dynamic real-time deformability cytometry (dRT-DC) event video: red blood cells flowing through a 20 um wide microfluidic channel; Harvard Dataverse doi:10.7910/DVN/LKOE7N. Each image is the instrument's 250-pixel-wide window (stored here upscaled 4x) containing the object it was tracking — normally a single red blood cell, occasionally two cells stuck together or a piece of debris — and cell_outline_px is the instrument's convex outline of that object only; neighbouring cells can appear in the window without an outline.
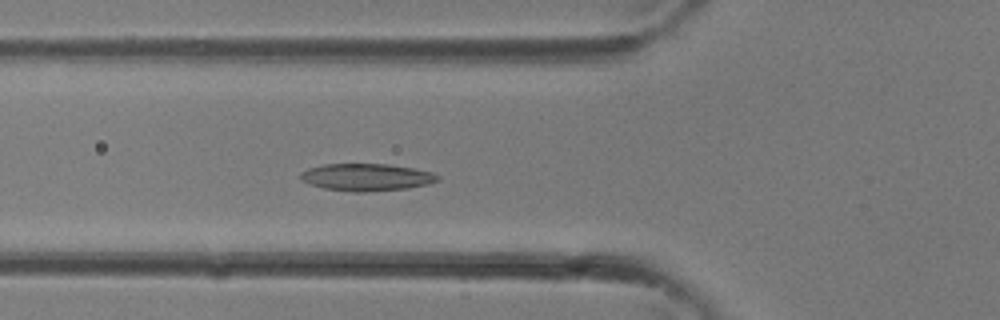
{"species": "common noctule bat (a hibernating species)", "species_latin": "Nyctalus noctula", "temperature_condition": "room temperature", "stored_images_in_passage": 33, "camera_frame_rate_fps": 3000, "um_per_image_px": 0.085, "animal": {"sex": "female"}, "frame": {"image": 1, "passage_image": 12, "time_ms": 3.667, "image_size_px": [1000, 320], "cell_outline_px": [[440, 180], [428, 184], [408, 188], [364, 192], [352, 192], [324, 188], [308, 184], [300, 180], [300, 172], [308, 168], [324, 164], [388, 164], [412, 168], [432, 172], [440, 176]], "centroid_in_image_um": [31.13, 15.06], "position_along_channel_um": 94.7, "area_um2": 21.91}}
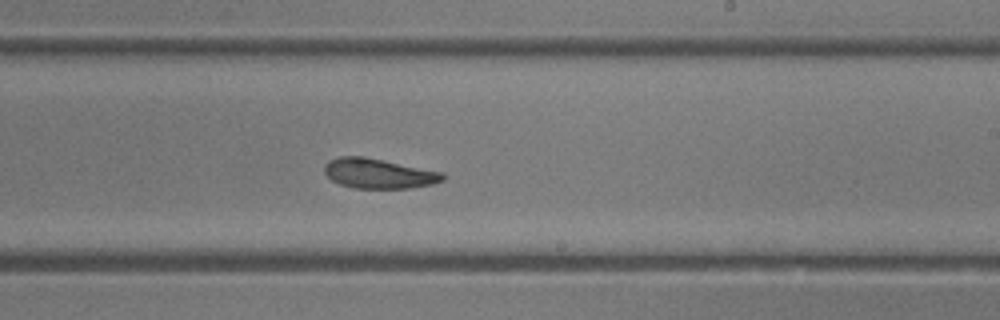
{"frame": {"image": 2, "passage_image": 20, "time_ms": 6.333, "image_size_px": [1000, 320], "cell_outline_px": [[444, 180], [432, 184], [408, 188], [352, 188], [340, 184], [332, 180], [324, 172], [324, 164], [328, 160], [340, 156], [364, 156], [444, 172]], "centroid_in_image_um": [32.17, 14.74], "position_along_channel_um": 256.8, "area_um2": 20.69}}
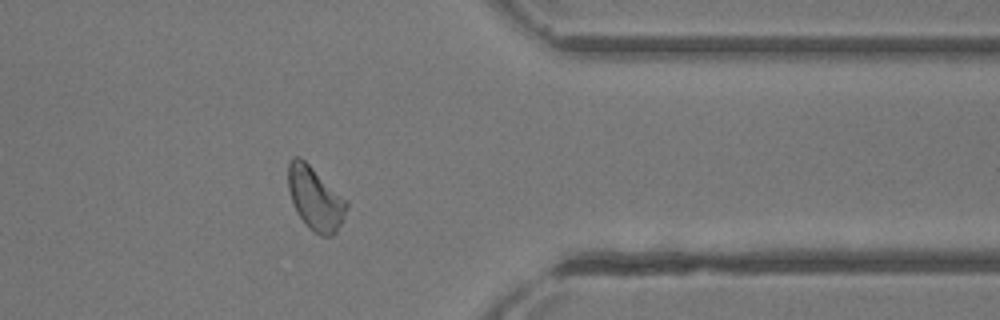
{"frame": {"image": 3, "passage_image": 27, "time_ms": 8.667, "image_size_px": [1000, 320], "cell_outline_px": [[348, 208], [336, 232], [332, 236], [320, 236], [308, 228], [296, 212], [288, 188], [288, 164], [292, 156], [300, 156], [348, 200]], "centroid_in_image_um": [26.8, 16.86], "position_along_channel_um": 384.6, "area_um2": 21.68}}